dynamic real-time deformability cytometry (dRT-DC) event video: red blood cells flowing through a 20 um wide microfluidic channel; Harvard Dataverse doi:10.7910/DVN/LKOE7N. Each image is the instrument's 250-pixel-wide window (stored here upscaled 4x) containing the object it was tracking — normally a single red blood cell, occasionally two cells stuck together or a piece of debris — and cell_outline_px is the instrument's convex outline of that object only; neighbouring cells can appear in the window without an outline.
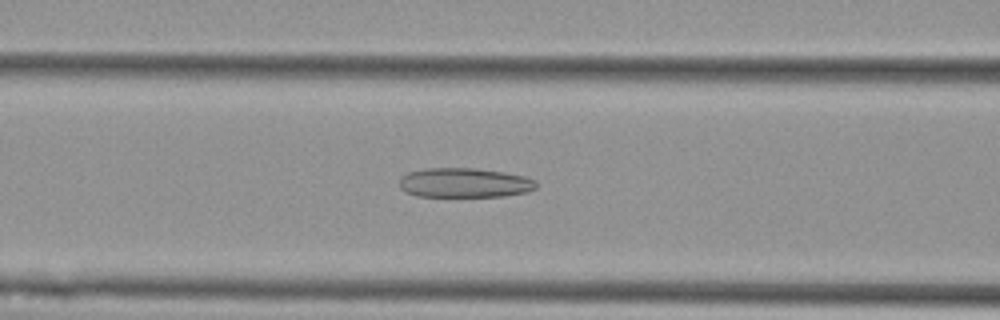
{"species": "Egyptian fruit bat (a non-hibernating species)", "species_latin": "Rousettus aegyptiacus", "temperature_condition": "cold", "stored_images_in_passage": 56, "camera_frame_rate_fps": 3000, "um_per_image_px": 0.085, "animal": {"sex": "female"}, "frame": {"image": 1, "passage_image": 23, "time_ms": 7.333, "image_size_px": [1000, 320], "cell_outline_px": [[536, 188], [528, 192], [504, 196], [416, 196], [404, 192], [400, 188], [400, 176], [408, 172], [424, 168], [476, 168], [504, 172], [524, 176], [536, 180]], "centroid_in_image_um": [39.46, 15.53], "position_along_channel_um": 127.1, "area_um2": 23.76}}
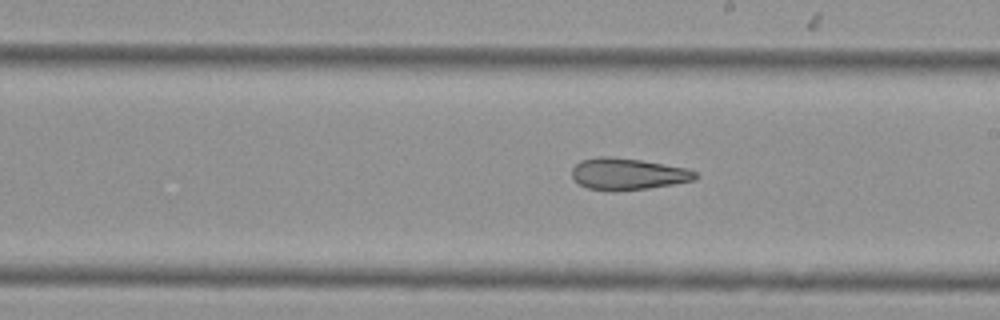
{"frame": {"image": 2, "passage_image": 32, "time_ms": 10.333, "image_size_px": [1000, 320], "cell_outline_px": [[700, 176], [696, 180], [648, 188], [616, 192], [588, 188], [580, 184], [572, 176], [572, 168], [580, 160], [600, 156], [612, 156], [640, 160], [688, 168], [696, 172]], "centroid_in_image_um": [53.38, 14.79], "position_along_channel_um": 235.6, "area_um2": 22.95}}
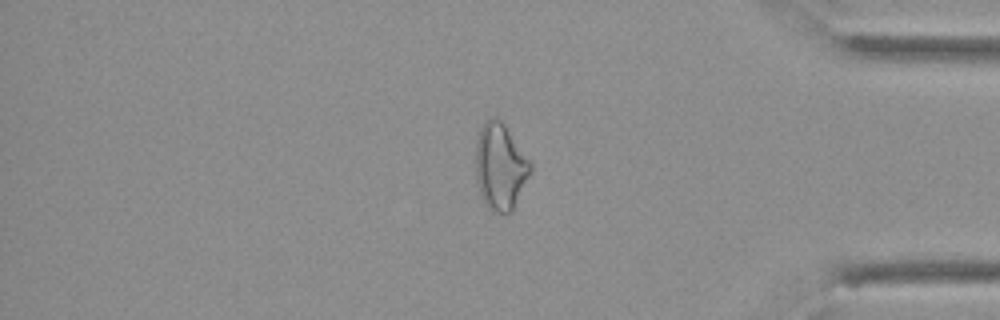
{"frame": {"image": 3, "passage_image": 47, "time_ms": 15.333, "image_size_px": [1000, 320], "cell_outline_px": [[532, 172], [512, 212], [492, 212], [484, 204], [480, 196], [476, 180], [476, 140], [480, 128], [484, 120], [492, 116], [496, 116], [504, 124], [532, 164]], "centroid_in_image_um": [42.51, 14.17], "position_along_channel_um": 392.7, "area_um2": 27.92}, "authors_computed_cell_mechanics": {"area_um2": 27.7729, "velocity_mm_per_s": 3.6296, "shape_relaxation_time_tau1_ms": null, "shape_relaxation_time_tau2_ms": 4.514, "deformation_change_tau1": null, "deformation_change_tau2": 0.1525}}